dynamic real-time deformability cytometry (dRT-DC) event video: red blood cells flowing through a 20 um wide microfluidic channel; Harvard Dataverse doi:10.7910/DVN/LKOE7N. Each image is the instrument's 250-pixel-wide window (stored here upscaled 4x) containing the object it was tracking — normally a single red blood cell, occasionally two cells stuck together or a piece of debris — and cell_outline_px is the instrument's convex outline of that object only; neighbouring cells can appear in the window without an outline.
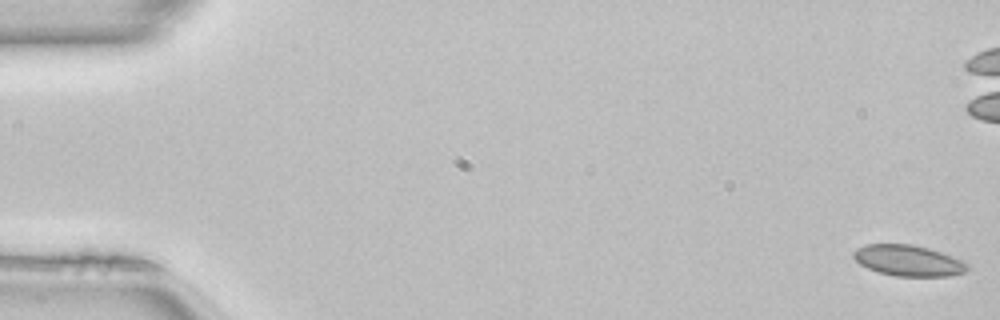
{"species": "common noctule bat (a hibernating species)", "species_latin": "Nyctalus noctula", "temperature_condition": "room temperature", "stored_images_in_passage": 51, "camera_frame_rate_fps": 3000, "um_per_image_px": 0.085, "animal": {"sex": "female", "body_mass_g": 22.7, "forearm_length_mm": 54.2}, "frame": {"image": 1, "passage_image": 1, "time_ms": 0.0, "image_size_px": [1000, 320], "cell_outline_px": [[968, 268], [964, 272], [948, 276], [896, 276], [880, 272], [868, 268], [860, 264], [852, 256], [852, 252], [856, 248], [864, 244], [912, 244], [928, 248], [964, 260], [968, 264]], "centroid_in_image_um": [77.19, 22.14], "position_along_channel_um": 7.8, "area_um2": 20.52}, "authors_computed_cell_mechanics": {"area_um2": 19.652, "velocity_mm_per_s": 4.0875, "shape_relaxation_time_tau1_ms": 9.7376, "shape_relaxation_time_tau2_ms": 2.495, "deformation_change_tau1": 0.1333, "deformation_change_tau2": 0.0591}}